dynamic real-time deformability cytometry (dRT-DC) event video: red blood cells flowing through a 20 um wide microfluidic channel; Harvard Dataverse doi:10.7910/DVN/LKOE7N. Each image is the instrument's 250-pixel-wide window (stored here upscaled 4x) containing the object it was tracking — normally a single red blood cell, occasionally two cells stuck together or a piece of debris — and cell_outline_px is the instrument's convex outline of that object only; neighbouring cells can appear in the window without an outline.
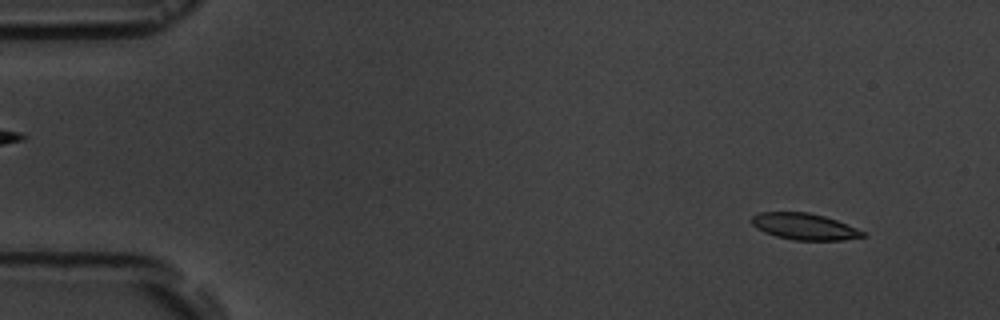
{"species": "common noctule bat (a hibernating species)", "species_latin": "Nyctalus noctula", "temperature_condition": "room temperature", "stored_images_in_passage": 15, "camera_frame_rate_fps": 3000, "um_per_image_px": 0.085, "animal": {"sex": "male", "body_mass_g": 19.5, "forearm_length_mm": 54.6}, "frame": {"image": 1, "passage_image": 1, "time_ms": 0.0, "image_size_px": [1000, 320], "cell_outline_px": [[868, 236], [844, 240], [792, 240], [776, 236], [764, 232], [756, 228], [752, 224], [752, 216], [760, 212], [808, 212], [824, 216], [836, 220], [856, 228], [864, 232]], "centroid_in_image_um": [68.37, 19.26], "position_along_channel_um": 16.6, "area_um2": 17.11}}
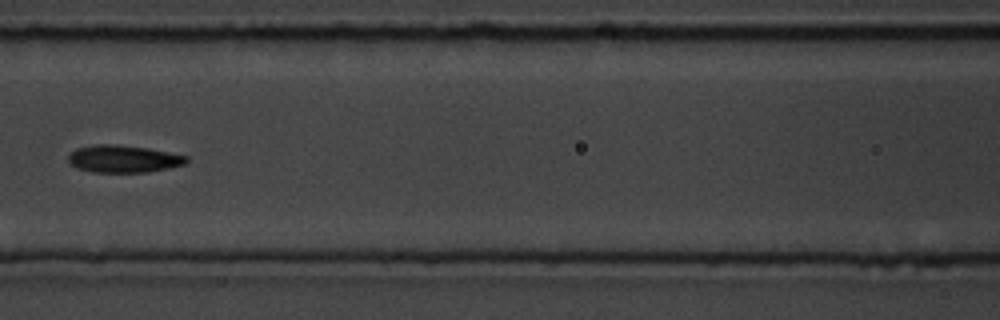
{"frame": {"image": 2, "passage_image": 7, "time_ms": 6.667, "image_size_px": [1000, 320], "cell_outline_px": [[188, 160], [184, 164], [168, 168], [148, 172], [92, 172], [76, 168], [68, 160], [68, 156], [76, 148], [96, 144], [116, 144], [144, 148], [168, 152], [188, 156]], "centroid_in_image_um": [10.47, 13.5], "position_along_channel_um": 156.1, "area_um2": 18.67}}
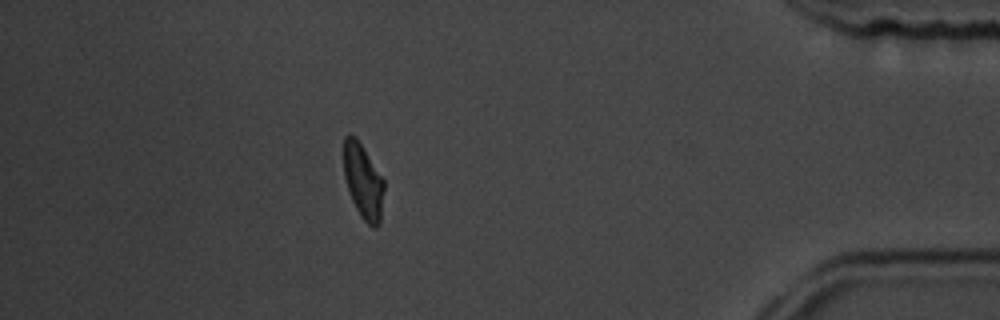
{"frame": {"image": 3, "passage_image": 14, "time_ms": 14.667, "image_size_px": [1000, 320], "cell_outline_px": [[384, 188], [380, 224], [376, 228], [372, 228], [360, 216], [352, 200], [344, 176], [344, 136], [348, 132], [356, 136], [384, 180]], "centroid_in_image_um": [30.87, 15.4], "position_along_channel_um": 404.3, "area_um2": 17.63}, "authors_computed_cell_mechanics": {"area_um2": 18.1492, "velocity_mm_per_s": 3.6758, "shape_relaxation_time_tau1_ms": 2.7044, "shape_relaxation_time_tau2_ms": null, "deformation_change_tau1": 0.0952, "deformation_change_tau2": null}}